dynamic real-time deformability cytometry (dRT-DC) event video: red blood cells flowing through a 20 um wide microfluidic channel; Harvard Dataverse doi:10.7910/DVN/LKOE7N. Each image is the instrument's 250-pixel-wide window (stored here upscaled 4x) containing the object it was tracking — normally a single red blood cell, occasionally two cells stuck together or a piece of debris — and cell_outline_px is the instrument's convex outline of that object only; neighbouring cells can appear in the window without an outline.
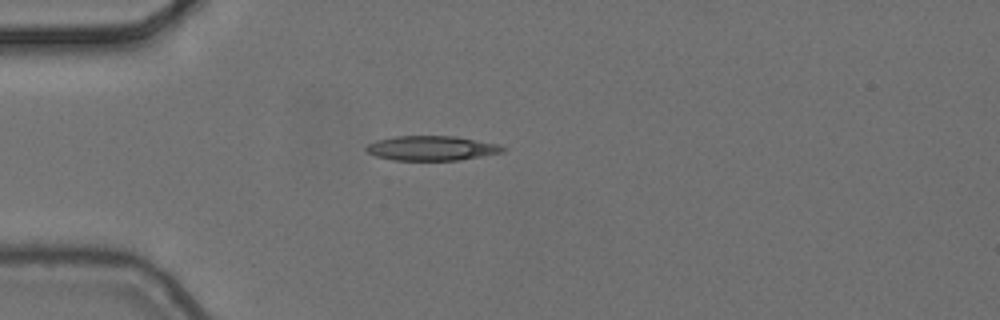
{"species": "common noctule bat (a hibernating species)", "species_latin": "Nyctalus noctula", "temperature_condition": "cold", "stored_images_in_passage": 1, "camera_frame_rate_fps": 3000, "um_per_image_px": 0.085, "animal": {"sex": "female", "body_mass_g": 24.6, "forearm_length_mm": 56.2}, "frame": {"image": 1, "passage_image": 1, "time_ms": 0.0, "image_size_px": [1000, 320], "cell_outline_px": [[508, 148], [504, 152], [460, 160], [392, 160], [376, 156], [368, 152], [364, 148], [368, 144], [376, 140], [396, 136], [456, 136], [500, 144]], "centroid_in_image_um": [36.73, 12.59], "position_along_channel_um": 48.3, "area_um2": 19.77}}